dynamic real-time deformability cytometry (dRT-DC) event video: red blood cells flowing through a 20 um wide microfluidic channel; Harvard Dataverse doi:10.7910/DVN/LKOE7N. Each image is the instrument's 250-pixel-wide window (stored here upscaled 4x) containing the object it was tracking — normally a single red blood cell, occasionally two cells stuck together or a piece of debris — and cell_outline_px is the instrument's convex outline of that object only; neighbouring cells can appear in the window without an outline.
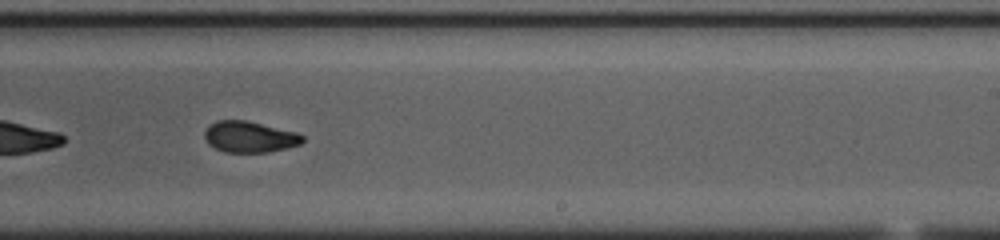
{"species": "common noctule bat (a hibernating species)", "species_latin": "Nyctalus noctula", "temperature_condition": "cold", "stored_images_in_passage": 37, "camera_frame_rate_fps": 3000, "um_per_image_px": 0.085, "animal": {"sex": "female", "body_mass_g": 23.0, "forearm_length_mm": 53.4}, "frame": {"image": 1, "passage_image": 22, "time_ms": 7.0, "image_size_px": [1000, 240], "cell_outline_px": [[304, 140], [300, 144], [268, 152], [224, 152], [208, 144], [204, 136], [204, 132], [216, 120], [244, 120], [296, 132], [304, 136]], "centroid_in_image_um": [21.2, 11.64], "position_along_channel_um": 267.8, "area_um2": 17.51}, "authors_computed_cell_mechanics": {"area_um2": 18.4382, "velocity_mm_per_s": 3.6579, "shape_relaxation_time_tau1_ms": 4.3462, "shape_relaxation_time_tau2_ms": 1.971, "deformation_change_tau1": 0.1715, "deformation_change_tau2": 0.0691}}